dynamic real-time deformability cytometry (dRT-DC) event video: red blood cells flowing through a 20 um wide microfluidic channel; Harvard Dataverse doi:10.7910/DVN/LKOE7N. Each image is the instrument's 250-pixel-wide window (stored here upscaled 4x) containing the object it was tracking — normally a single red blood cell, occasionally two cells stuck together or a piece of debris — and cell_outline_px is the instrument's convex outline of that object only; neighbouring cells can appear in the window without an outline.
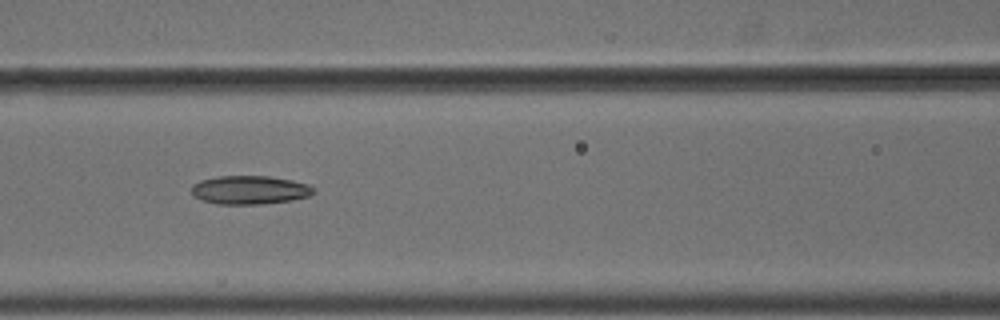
{"species": "common noctule bat (a hibernating species)", "species_latin": "Nyctalus noctula", "temperature_condition": "cold", "stored_images_in_passage": 7, "camera_frame_rate_fps": 3000, "um_per_image_px": 0.085, "animal": {"sex": "male", "body_mass_g": 18.8}, "frame": {"image": 1, "passage_image": 7, "time_ms": 2.0, "image_size_px": [1000, 320], "cell_outline_px": [[316, 192], [308, 196], [292, 200], [260, 204], [216, 204], [200, 200], [192, 196], [192, 184], [200, 180], [216, 176], [268, 176], [292, 180], [308, 184]], "centroid_in_image_um": [21.18, 16.14], "position_along_channel_um": 145.4, "area_um2": 20.46}}